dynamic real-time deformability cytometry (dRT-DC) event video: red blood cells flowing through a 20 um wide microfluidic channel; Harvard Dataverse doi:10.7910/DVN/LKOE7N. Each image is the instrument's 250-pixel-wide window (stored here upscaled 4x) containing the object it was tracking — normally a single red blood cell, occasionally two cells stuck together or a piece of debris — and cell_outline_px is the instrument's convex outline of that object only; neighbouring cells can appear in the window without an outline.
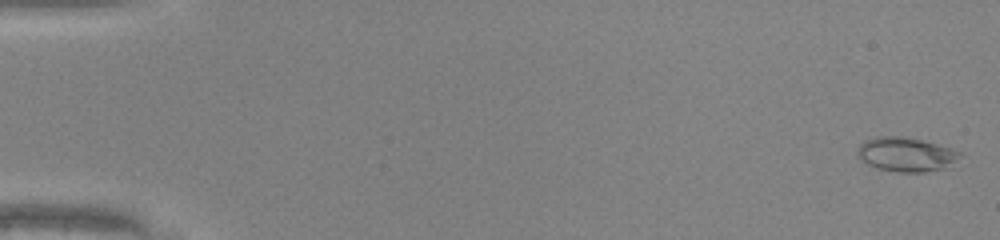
{"species": "common noctule bat (a hibernating species)", "species_latin": "Nyctalus noctula", "temperature_condition": "warm", "stored_images_in_passage": 49, "camera_frame_rate_fps": 3000, "um_per_image_px": 0.085, "animal": {"sex": "male", "body_mass_g": 20.0, "forearm_length_mm": 53.3}, "frame": {"image": 1, "passage_image": 1, "time_ms": 0.0, "image_size_px": [1000, 240], "cell_outline_px": [[964, 156], [952, 168], [924, 172], [896, 172], [880, 168], [868, 164], [860, 160], [856, 152], [856, 148], [864, 140], [876, 136], [904, 136], [924, 140], [952, 148], [964, 152]], "centroid_in_image_um": [77.11, 13.12], "position_along_channel_um": 7.9, "area_um2": 21.27}}
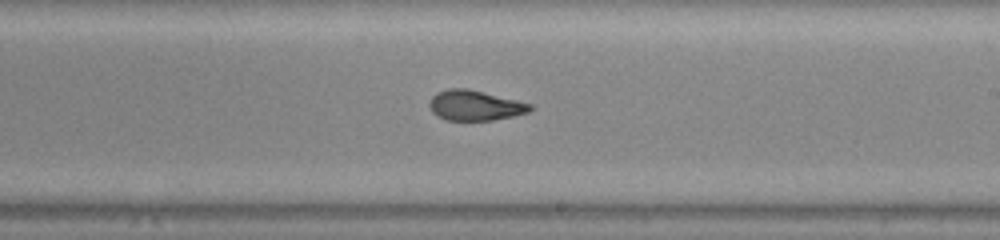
{"frame": {"image": 2, "passage_image": 30, "time_ms": 9.667, "image_size_px": [1000, 240], "cell_outline_px": [[532, 108], [528, 112], [512, 116], [492, 120], [444, 120], [436, 116], [432, 112], [428, 104], [432, 96], [436, 92], [448, 88], [468, 88], [532, 104]], "centroid_in_image_um": [40.32, 8.95], "position_along_channel_um": 248.7, "area_um2": 17.74}}
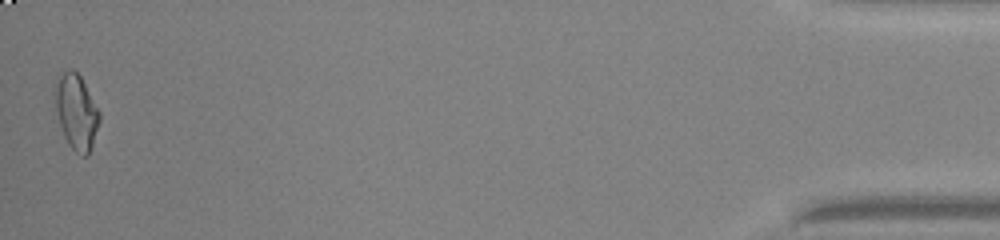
{"frame": {"image": 3, "passage_image": 49, "time_ms": 16.0, "image_size_px": [1000, 240], "cell_outline_px": [[100, 120], [88, 156], [84, 156], [76, 152], [68, 144], [64, 136], [60, 124], [56, 108], [56, 76], [68, 68], [72, 68], [80, 76], [100, 112]], "centroid_in_image_um": [6.49, 9.49], "position_along_channel_um": 428.7, "area_um2": 19.13}, "authors_computed_cell_mechanics": {"area_um2": 18.7272, "velocity_mm_per_s": 4.2452, "shape_relaxation_time_tau1_ms": null, "shape_relaxation_time_tau2_ms": 1.4454, "deformation_change_tau1": null, "deformation_change_tau2": 0.0702}}